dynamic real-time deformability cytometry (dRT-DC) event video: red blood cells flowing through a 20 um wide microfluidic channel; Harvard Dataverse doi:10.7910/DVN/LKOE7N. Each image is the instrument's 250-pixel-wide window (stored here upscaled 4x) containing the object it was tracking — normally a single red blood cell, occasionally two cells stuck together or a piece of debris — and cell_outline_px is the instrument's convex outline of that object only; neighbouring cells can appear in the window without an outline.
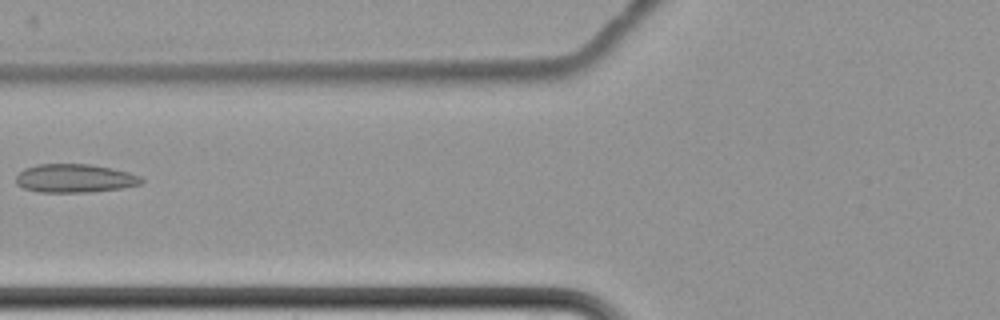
{"species": "common noctule bat (a hibernating species)", "species_latin": "Nyctalus noctula", "temperature_condition": "cold", "stored_images_in_passage": 8, "camera_frame_rate_fps": 3000, "um_per_image_px": 0.085, "animal": {"sex": "female", "body_mass_g": 22.7, "forearm_length_mm": 54.2}, "frame": {"image": 1, "passage_image": 8, "time_ms": 8.333, "image_size_px": [1000, 320], "cell_outline_px": [[144, 180], [140, 184], [120, 188], [92, 192], [40, 192], [24, 188], [16, 184], [16, 176], [24, 168], [36, 164], [88, 164], [112, 168], [128, 172], [140, 176]], "centroid_in_image_um": [6.33, 15.15], "position_along_channel_um": 119.5, "area_um2": 20.81}}